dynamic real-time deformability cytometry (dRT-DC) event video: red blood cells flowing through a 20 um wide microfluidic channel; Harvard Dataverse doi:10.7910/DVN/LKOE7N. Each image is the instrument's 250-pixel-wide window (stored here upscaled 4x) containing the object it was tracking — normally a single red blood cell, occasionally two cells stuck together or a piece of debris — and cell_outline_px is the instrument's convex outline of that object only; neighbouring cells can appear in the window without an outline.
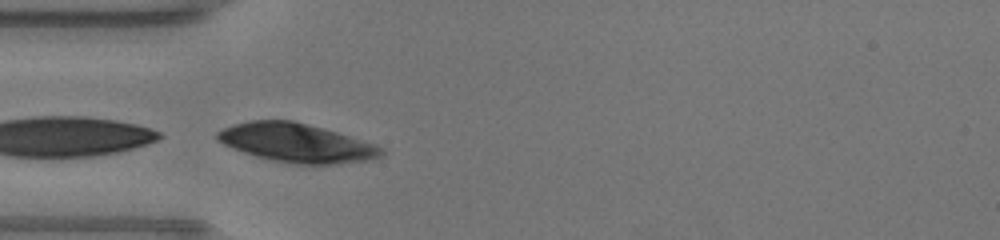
{"species": "human", "species_latin": "Homo sapiens", "temperature_condition": "warm", "stored_images_in_passage": 7, "camera_frame_rate_fps": 3000, "um_per_image_px": 0.085, "donor": {"sex": "male"}, "frame": {"image": 1, "passage_image": 4, "time_ms": 1.0, "image_size_px": [1000, 240], "cell_outline_px": [[384, 152], [380, 156], [368, 160], [340, 164], [292, 164], [272, 160], [256, 156], [232, 148], [216, 140], [216, 132], [224, 128], [236, 124], [252, 120], [292, 120], [324, 128], [376, 144], [384, 148]], "centroid_in_image_um": [25.22, 12.15], "position_along_channel_um": 59.8, "area_um2": 37.05}}